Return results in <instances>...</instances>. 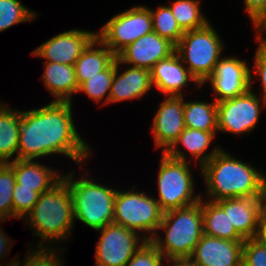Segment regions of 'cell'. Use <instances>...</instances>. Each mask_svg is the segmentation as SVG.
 <instances>
[{"mask_svg": "<svg viewBox=\"0 0 266 266\" xmlns=\"http://www.w3.org/2000/svg\"><path fill=\"white\" fill-rule=\"evenodd\" d=\"M256 238L266 245V205L260 215L259 230Z\"/></svg>", "mask_w": 266, "mask_h": 266, "instance_id": "38", "label": "cell"}, {"mask_svg": "<svg viewBox=\"0 0 266 266\" xmlns=\"http://www.w3.org/2000/svg\"><path fill=\"white\" fill-rule=\"evenodd\" d=\"M37 248L36 250L33 248V251H28L30 255H27V258L24 259L22 266H64V261H61L63 258L60 256L63 252L61 249L59 251L54 246L49 249L47 244L45 247Z\"/></svg>", "mask_w": 266, "mask_h": 266, "instance_id": "33", "label": "cell"}, {"mask_svg": "<svg viewBox=\"0 0 266 266\" xmlns=\"http://www.w3.org/2000/svg\"><path fill=\"white\" fill-rule=\"evenodd\" d=\"M8 164L13 168L19 188H34L39 194L48 191L63 178V174L56 172L57 169L46 167L35 160L17 159Z\"/></svg>", "mask_w": 266, "mask_h": 266, "instance_id": "21", "label": "cell"}, {"mask_svg": "<svg viewBox=\"0 0 266 266\" xmlns=\"http://www.w3.org/2000/svg\"><path fill=\"white\" fill-rule=\"evenodd\" d=\"M6 106H7L6 104L0 102V115L7 108Z\"/></svg>", "mask_w": 266, "mask_h": 266, "instance_id": "43", "label": "cell"}, {"mask_svg": "<svg viewBox=\"0 0 266 266\" xmlns=\"http://www.w3.org/2000/svg\"><path fill=\"white\" fill-rule=\"evenodd\" d=\"M200 0H175L169 7L180 28L185 32L206 26L208 19L201 13Z\"/></svg>", "mask_w": 266, "mask_h": 266, "instance_id": "27", "label": "cell"}, {"mask_svg": "<svg viewBox=\"0 0 266 266\" xmlns=\"http://www.w3.org/2000/svg\"><path fill=\"white\" fill-rule=\"evenodd\" d=\"M246 12L254 25L266 13V0H243Z\"/></svg>", "mask_w": 266, "mask_h": 266, "instance_id": "37", "label": "cell"}, {"mask_svg": "<svg viewBox=\"0 0 266 266\" xmlns=\"http://www.w3.org/2000/svg\"><path fill=\"white\" fill-rule=\"evenodd\" d=\"M216 133L218 132H207L198 129L185 128L179 135L178 139L165 153L173 159L187 162L189 161L188 158L192 156L195 161L199 162L197 165L201 168L222 149L220 146L218 147L216 145L210 152H206L214 140ZM179 146H184L189 157L186 156L184 150L182 151Z\"/></svg>", "mask_w": 266, "mask_h": 266, "instance_id": "20", "label": "cell"}, {"mask_svg": "<svg viewBox=\"0 0 266 266\" xmlns=\"http://www.w3.org/2000/svg\"><path fill=\"white\" fill-rule=\"evenodd\" d=\"M158 230L165 231V238L157 233L151 242L164 255L165 260L190 257L204 234L201 200L190 206L164 212Z\"/></svg>", "mask_w": 266, "mask_h": 266, "instance_id": "4", "label": "cell"}, {"mask_svg": "<svg viewBox=\"0 0 266 266\" xmlns=\"http://www.w3.org/2000/svg\"><path fill=\"white\" fill-rule=\"evenodd\" d=\"M210 201L266 197V176L221 149L200 168Z\"/></svg>", "mask_w": 266, "mask_h": 266, "instance_id": "2", "label": "cell"}, {"mask_svg": "<svg viewBox=\"0 0 266 266\" xmlns=\"http://www.w3.org/2000/svg\"><path fill=\"white\" fill-rule=\"evenodd\" d=\"M259 45L254 56V66L252 70L257 74L261 82V89L263 92L262 101H266V38L263 36H255Z\"/></svg>", "mask_w": 266, "mask_h": 266, "instance_id": "36", "label": "cell"}, {"mask_svg": "<svg viewBox=\"0 0 266 266\" xmlns=\"http://www.w3.org/2000/svg\"><path fill=\"white\" fill-rule=\"evenodd\" d=\"M25 223L29 224L35 236L41 238L37 247L57 243L71 235L75 222L73 200L67 181L62 178L51 189L40 194L33 209L26 215ZM69 235V236H68ZM53 240V241H52ZM48 241V242H47Z\"/></svg>", "mask_w": 266, "mask_h": 266, "instance_id": "3", "label": "cell"}, {"mask_svg": "<svg viewBox=\"0 0 266 266\" xmlns=\"http://www.w3.org/2000/svg\"><path fill=\"white\" fill-rule=\"evenodd\" d=\"M71 107V102L52 101L39 109L21 111L18 152L13 160H36L57 153L82 168L91 157V148L76 130Z\"/></svg>", "mask_w": 266, "mask_h": 266, "instance_id": "1", "label": "cell"}, {"mask_svg": "<svg viewBox=\"0 0 266 266\" xmlns=\"http://www.w3.org/2000/svg\"><path fill=\"white\" fill-rule=\"evenodd\" d=\"M246 60L236 57H222L212 75L202 84L209 82L215 94V101L234 98L252 88L253 75Z\"/></svg>", "mask_w": 266, "mask_h": 266, "instance_id": "12", "label": "cell"}, {"mask_svg": "<svg viewBox=\"0 0 266 266\" xmlns=\"http://www.w3.org/2000/svg\"><path fill=\"white\" fill-rule=\"evenodd\" d=\"M114 76V61L103 71L98 72L97 75L88 78L79 85L77 93L84 92L91 100L96 103L105 101L102 103L108 104L110 88ZM106 97V98H104Z\"/></svg>", "mask_w": 266, "mask_h": 266, "instance_id": "29", "label": "cell"}, {"mask_svg": "<svg viewBox=\"0 0 266 266\" xmlns=\"http://www.w3.org/2000/svg\"><path fill=\"white\" fill-rule=\"evenodd\" d=\"M152 133L155 146L165 153L185 129L184 95L165 96L153 118Z\"/></svg>", "mask_w": 266, "mask_h": 266, "instance_id": "14", "label": "cell"}, {"mask_svg": "<svg viewBox=\"0 0 266 266\" xmlns=\"http://www.w3.org/2000/svg\"><path fill=\"white\" fill-rule=\"evenodd\" d=\"M115 58L116 55L96 36L74 64L78 85L105 70Z\"/></svg>", "mask_w": 266, "mask_h": 266, "instance_id": "23", "label": "cell"}, {"mask_svg": "<svg viewBox=\"0 0 266 266\" xmlns=\"http://www.w3.org/2000/svg\"><path fill=\"white\" fill-rule=\"evenodd\" d=\"M251 88L242 95L217 102L218 132L236 135L252 132L256 127L261 104V97Z\"/></svg>", "mask_w": 266, "mask_h": 266, "instance_id": "10", "label": "cell"}, {"mask_svg": "<svg viewBox=\"0 0 266 266\" xmlns=\"http://www.w3.org/2000/svg\"><path fill=\"white\" fill-rule=\"evenodd\" d=\"M242 264L243 266H266V245L257 238L245 239Z\"/></svg>", "mask_w": 266, "mask_h": 266, "instance_id": "35", "label": "cell"}, {"mask_svg": "<svg viewBox=\"0 0 266 266\" xmlns=\"http://www.w3.org/2000/svg\"><path fill=\"white\" fill-rule=\"evenodd\" d=\"M204 234L224 240L245 241L235 230L228 218V212L215 201L201 198Z\"/></svg>", "mask_w": 266, "mask_h": 266, "instance_id": "24", "label": "cell"}, {"mask_svg": "<svg viewBox=\"0 0 266 266\" xmlns=\"http://www.w3.org/2000/svg\"><path fill=\"white\" fill-rule=\"evenodd\" d=\"M164 255L151 242L145 241L125 266H163Z\"/></svg>", "mask_w": 266, "mask_h": 266, "instance_id": "34", "label": "cell"}, {"mask_svg": "<svg viewBox=\"0 0 266 266\" xmlns=\"http://www.w3.org/2000/svg\"><path fill=\"white\" fill-rule=\"evenodd\" d=\"M175 45L156 32L143 35L124 48L117 57L120 65H129L151 70L160 60L175 53Z\"/></svg>", "mask_w": 266, "mask_h": 266, "instance_id": "15", "label": "cell"}, {"mask_svg": "<svg viewBox=\"0 0 266 266\" xmlns=\"http://www.w3.org/2000/svg\"><path fill=\"white\" fill-rule=\"evenodd\" d=\"M13 168L8 163H0V222L13 217V191L15 187Z\"/></svg>", "mask_w": 266, "mask_h": 266, "instance_id": "31", "label": "cell"}, {"mask_svg": "<svg viewBox=\"0 0 266 266\" xmlns=\"http://www.w3.org/2000/svg\"><path fill=\"white\" fill-rule=\"evenodd\" d=\"M223 48L224 43L209 22L200 29L185 31L175 47V52L202 86L222 58Z\"/></svg>", "mask_w": 266, "mask_h": 266, "instance_id": "6", "label": "cell"}, {"mask_svg": "<svg viewBox=\"0 0 266 266\" xmlns=\"http://www.w3.org/2000/svg\"><path fill=\"white\" fill-rule=\"evenodd\" d=\"M167 262L173 263L167 266H201L196 261H194L191 257L174 258V259L168 260Z\"/></svg>", "mask_w": 266, "mask_h": 266, "instance_id": "40", "label": "cell"}, {"mask_svg": "<svg viewBox=\"0 0 266 266\" xmlns=\"http://www.w3.org/2000/svg\"><path fill=\"white\" fill-rule=\"evenodd\" d=\"M21 111L7 107L0 115V163L11 162L18 152Z\"/></svg>", "mask_w": 266, "mask_h": 266, "instance_id": "26", "label": "cell"}, {"mask_svg": "<svg viewBox=\"0 0 266 266\" xmlns=\"http://www.w3.org/2000/svg\"><path fill=\"white\" fill-rule=\"evenodd\" d=\"M96 37V32L72 29L50 38L32 54L45 61L74 65L83 50Z\"/></svg>", "mask_w": 266, "mask_h": 266, "instance_id": "13", "label": "cell"}, {"mask_svg": "<svg viewBox=\"0 0 266 266\" xmlns=\"http://www.w3.org/2000/svg\"><path fill=\"white\" fill-rule=\"evenodd\" d=\"M243 244L203 234L190 257L201 266H241Z\"/></svg>", "mask_w": 266, "mask_h": 266, "instance_id": "16", "label": "cell"}, {"mask_svg": "<svg viewBox=\"0 0 266 266\" xmlns=\"http://www.w3.org/2000/svg\"><path fill=\"white\" fill-rule=\"evenodd\" d=\"M42 82L54 97L52 101L72 102L79 85L76 80L74 65L44 61Z\"/></svg>", "mask_w": 266, "mask_h": 266, "instance_id": "22", "label": "cell"}, {"mask_svg": "<svg viewBox=\"0 0 266 266\" xmlns=\"http://www.w3.org/2000/svg\"><path fill=\"white\" fill-rule=\"evenodd\" d=\"M97 231L101 235L95 250L96 266H125L146 241L137 232L115 223Z\"/></svg>", "mask_w": 266, "mask_h": 266, "instance_id": "11", "label": "cell"}, {"mask_svg": "<svg viewBox=\"0 0 266 266\" xmlns=\"http://www.w3.org/2000/svg\"><path fill=\"white\" fill-rule=\"evenodd\" d=\"M40 194L34 191V188H19L15 184L13 191V217L22 219L33 209L38 201Z\"/></svg>", "mask_w": 266, "mask_h": 266, "instance_id": "32", "label": "cell"}, {"mask_svg": "<svg viewBox=\"0 0 266 266\" xmlns=\"http://www.w3.org/2000/svg\"><path fill=\"white\" fill-rule=\"evenodd\" d=\"M119 66L120 59L116 56L108 103L140 99L153 88L151 70L130 66L120 74Z\"/></svg>", "mask_w": 266, "mask_h": 266, "instance_id": "18", "label": "cell"}, {"mask_svg": "<svg viewBox=\"0 0 266 266\" xmlns=\"http://www.w3.org/2000/svg\"><path fill=\"white\" fill-rule=\"evenodd\" d=\"M216 202L228 212L230 223L244 239L257 237L266 197L230 198Z\"/></svg>", "mask_w": 266, "mask_h": 266, "instance_id": "17", "label": "cell"}, {"mask_svg": "<svg viewBox=\"0 0 266 266\" xmlns=\"http://www.w3.org/2000/svg\"><path fill=\"white\" fill-rule=\"evenodd\" d=\"M185 128L207 132H218L217 102L184 101Z\"/></svg>", "mask_w": 266, "mask_h": 266, "instance_id": "25", "label": "cell"}, {"mask_svg": "<svg viewBox=\"0 0 266 266\" xmlns=\"http://www.w3.org/2000/svg\"><path fill=\"white\" fill-rule=\"evenodd\" d=\"M153 32L169 40L175 46L182 38L184 31L180 28L176 18L168 5H160L157 9H150Z\"/></svg>", "mask_w": 266, "mask_h": 266, "instance_id": "28", "label": "cell"}, {"mask_svg": "<svg viewBox=\"0 0 266 266\" xmlns=\"http://www.w3.org/2000/svg\"><path fill=\"white\" fill-rule=\"evenodd\" d=\"M151 32L150 8L137 5L113 16L96 36L117 56L129 44Z\"/></svg>", "mask_w": 266, "mask_h": 266, "instance_id": "9", "label": "cell"}, {"mask_svg": "<svg viewBox=\"0 0 266 266\" xmlns=\"http://www.w3.org/2000/svg\"><path fill=\"white\" fill-rule=\"evenodd\" d=\"M2 231L3 230H1L0 228V260L4 259V257H6V254H9L10 247L12 246V244L10 243V239L7 238V235L4 234V232Z\"/></svg>", "mask_w": 266, "mask_h": 266, "instance_id": "39", "label": "cell"}, {"mask_svg": "<svg viewBox=\"0 0 266 266\" xmlns=\"http://www.w3.org/2000/svg\"><path fill=\"white\" fill-rule=\"evenodd\" d=\"M189 80L195 83L198 89L202 87L176 52L167 59L160 60L151 69L152 85L164 96H183L182 89L188 85Z\"/></svg>", "mask_w": 266, "mask_h": 266, "instance_id": "19", "label": "cell"}, {"mask_svg": "<svg viewBox=\"0 0 266 266\" xmlns=\"http://www.w3.org/2000/svg\"><path fill=\"white\" fill-rule=\"evenodd\" d=\"M74 174L72 170L63 175V178L72 195L75 221L80 220L96 231L113 223L117 190L84 176L76 180Z\"/></svg>", "mask_w": 266, "mask_h": 266, "instance_id": "5", "label": "cell"}, {"mask_svg": "<svg viewBox=\"0 0 266 266\" xmlns=\"http://www.w3.org/2000/svg\"><path fill=\"white\" fill-rule=\"evenodd\" d=\"M158 171V198L163 212L193 205L203 198L194 195V178L187 161L176 160L162 153Z\"/></svg>", "mask_w": 266, "mask_h": 266, "instance_id": "8", "label": "cell"}, {"mask_svg": "<svg viewBox=\"0 0 266 266\" xmlns=\"http://www.w3.org/2000/svg\"><path fill=\"white\" fill-rule=\"evenodd\" d=\"M118 191L115 199L113 223L143 234L144 240L151 241L157 234L163 211L159 203L145 192L135 190Z\"/></svg>", "mask_w": 266, "mask_h": 266, "instance_id": "7", "label": "cell"}, {"mask_svg": "<svg viewBox=\"0 0 266 266\" xmlns=\"http://www.w3.org/2000/svg\"><path fill=\"white\" fill-rule=\"evenodd\" d=\"M36 13L24 6L20 0H0V33L15 24L34 21Z\"/></svg>", "mask_w": 266, "mask_h": 266, "instance_id": "30", "label": "cell"}, {"mask_svg": "<svg viewBox=\"0 0 266 266\" xmlns=\"http://www.w3.org/2000/svg\"><path fill=\"white\" fill-rule=\"evenodd\" d=\"M18 258H13L11 259V261L9 260V262H6V264H4L3 266H21V262L19 261Z\"/></svg>", "mask_w": 266, "mask_h": 266, "instance_id": "42", "label": "cell"}, {"mask_svg": "<svg viewBox=\"0 0 266 266\" xmlns=\"http://www.w3.org/2000/svg\"><path fill=\"white\" fill-rule=\"evenodd\" d=\"M253 26L257 30L256 36H263L266 31V13Z\"/></svg>", "mask_w": 266, "mask_h": 266, "instance_id": "41", "label": "cell"}]
</instances>
